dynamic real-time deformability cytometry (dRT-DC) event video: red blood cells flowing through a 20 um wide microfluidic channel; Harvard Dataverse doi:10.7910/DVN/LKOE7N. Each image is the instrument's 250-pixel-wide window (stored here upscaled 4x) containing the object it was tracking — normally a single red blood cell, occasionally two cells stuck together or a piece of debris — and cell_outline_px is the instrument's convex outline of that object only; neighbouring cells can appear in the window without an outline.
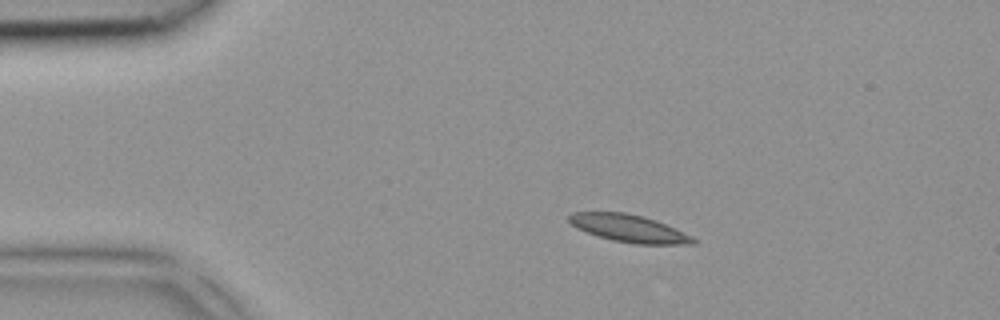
{"species": "common noctule bat (a hibernating species)", "species_latin": "Nyctalus noctula", "temperature_condition": "room temperature", "stored_images_in_passage": 3, "segment_of_instrument_passage": [1, 2], "camera_frame_rate_fps": 3000, "um_per_image_px": 0.085, "animal": {"sex": "female", "body_mass_g": 18.4}, "frame": {"image": 1, "passage_image": 1, "time_ms": 0.0, "image_size_px": [1000, 320], "cell_outline_px": [[696, 244], [636, 244], [612, 240], [576, 228], [568, 220], [568, 216], [572, 212], [624, 212], [644, 216], [656, 220], [676, 228], [692, 236], [696, 240]], "centroid_in_image_um": [53.49, 19.4], "position_along_channel_um": 31.5, "area_um2": 19.83}}